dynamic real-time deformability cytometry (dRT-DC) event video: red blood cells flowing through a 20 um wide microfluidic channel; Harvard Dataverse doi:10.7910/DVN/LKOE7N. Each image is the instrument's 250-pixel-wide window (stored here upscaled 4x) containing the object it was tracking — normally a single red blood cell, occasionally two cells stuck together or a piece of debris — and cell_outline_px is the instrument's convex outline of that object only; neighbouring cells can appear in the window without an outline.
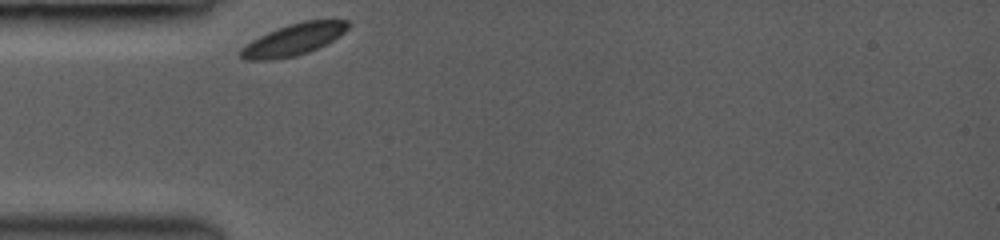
{"species": "common noctule bat (a hibernating species)", "species_latin": "Nyctalus noctula", "temperature_condition": "room temperature", "stored_images_in_passage": 6, "camera_frame_rate_fps": 3000, "um_per_image_px": 0.085, "animal": {"sex": "female", "body_mass_g": 19.0, "forearm_length_mm": 53.3}, "frame": {"image": 1, "passage_image": 1, "time_ms": 0.0, "image_size_px": [1000, 240], "cell_outline_px": [[352, 24], [340, 36], [308, 52], [296, 56], [272, 60], [244, 60], [240, 56], [240, 48], [252, 40], [268, 32], [288, 24], [304, 20], [348, 20]], "centroid_in_image_um": [24.95, 3.36], "position_along_channel_um": 60.1, "area_um2": 19.77}}
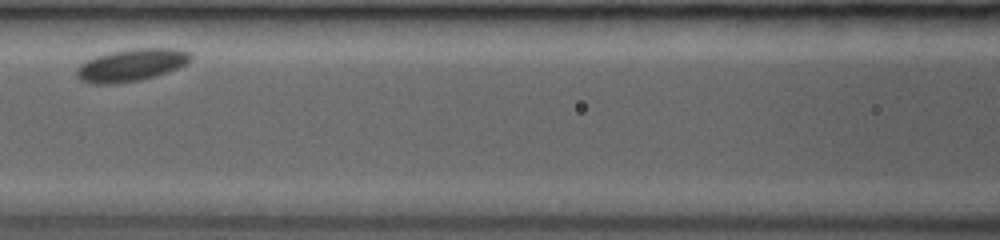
{"frame": {"image": 2, "passage_image": 4, "time_ms": 2.667, "image_size_px": [1000, 240], "cell_outline_px": [[192, 60], [188, 64], [168, 72], [156, 76], [140, 80], [116, 84], [92, 84], [80, 80], [76, 76], [76, 68], [80, 64], [96, 56], [108, 52], [132, 48], [176, 48], [188, 52], [192, 56]], "centroid_in_image_um": [11.17, 5.53], "position_along_channel_um": 155.4, "area_um2": 21.85}}
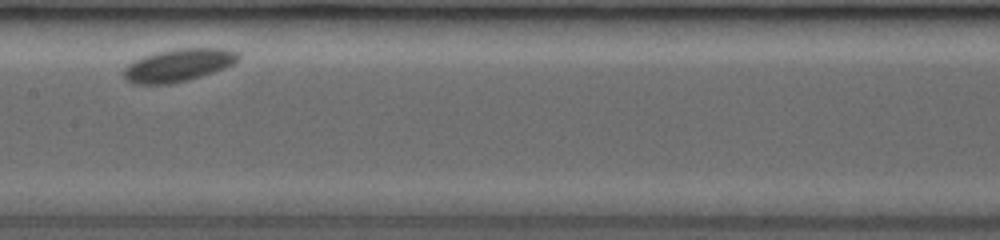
{"frame": {"image": 3, "passage_image": 5, "time_ms": 3.667, "image_size_px": [1000, 240], "cell_outline_px": [[240, 60], [236, 64], [188, 80], [168, 84], [132, 84], [124, 76], [124, 68], [132, 60], [156, 52], [180, 48], [224, 48], [240, 52]], "centroid_in_image_um": [15.2, 5.53], "position_along_channel_um": 192.2, "area_um2": 21.96}}